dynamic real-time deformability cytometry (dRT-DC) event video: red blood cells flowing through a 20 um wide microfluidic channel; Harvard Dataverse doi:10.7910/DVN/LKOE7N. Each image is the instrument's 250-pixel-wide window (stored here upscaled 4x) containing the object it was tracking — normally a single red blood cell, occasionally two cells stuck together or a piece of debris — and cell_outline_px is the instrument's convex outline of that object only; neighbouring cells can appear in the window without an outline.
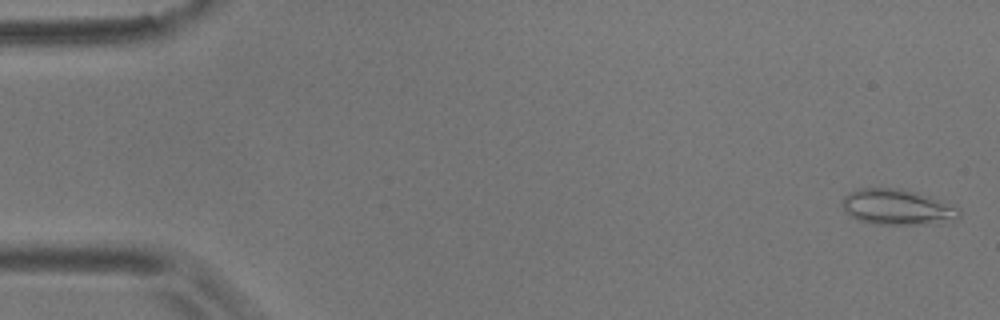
{"species": "common noctule bat (a hibernating species)", "species_latin": "Nyctalus noctula", "temperature_condition": "room temperature", "stored_images_in_passage": 58, "camera_frame_rate_fps": 3000, "um_per_image_px": 0.085, "animal": {"sex": "male", "body_mass_g": 17.9}, "frame": {"image": 1, "passage_image": 2, "time_ms": 0.333, "image_size_px": [1000, 320], "cell_outline_px": [[960, 216], [956, 220], [944, 224], [872, 224], [860, 220], [844, 212], [840, 204], [844, 196], [848, 192], [860, 188], [900, 188], [932, 196], [956, 204], [960, 208]], "centroid_in_image_um": [76.34, 17.6], "position_along_channel_um": 8.7, "area_um2": 25.09}}
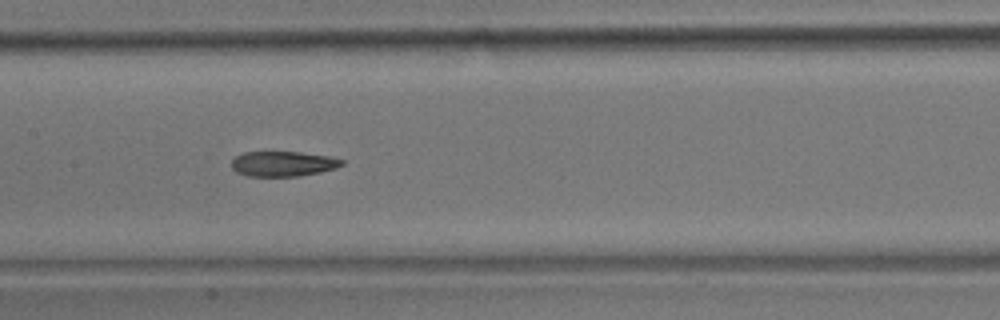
{"frame": {"image": 2, "passage_image": 28, "time_ms": 9.0, "image_size_px": [1000, 320], "cell_outline_px": [[344, 164], [336, 168], [320, 172], [296, 176], [248, 176], [236, 172], [232, 168], [232, 160], [236, 156], [244, 152], [300, 152], [328, 156], [344, 160]], "centroid_in_image_um": [24.05, 13.92], "position_along_channel_um": 183.3, "area_um2": 16.07}}
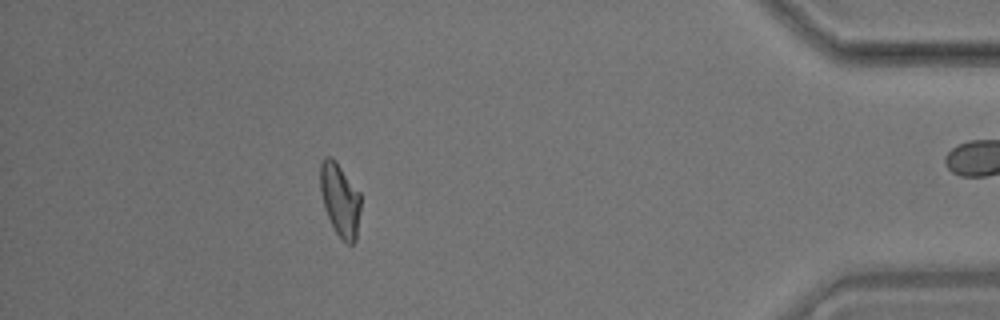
{"frame": {"image": 3, "passage_image": 51, "time_ms": 16.667, "image_size_px": [1000, 320], "cell_outline_px": [[360, 212], [356, 240], [352, 244], [348, 244], [336, 232], [324, 208], [320, 188], [320, 164], [324, 156], [332, 156], [336, 160], [360, 192]], "centroid_in_image_um": [28.9, 16.93], "position_along_channel_um": 406.3, "area_um2": 17.28}, "authors_computed_cell_mechanics": {"area_um2": 17.5712, "velocity_mm_per_s": 3.5507, "shape_relaxation_time_tau1_ms": null, "shape_relaxation_time_tau2_ms": 3.6692, "deformation_change_tau1": null, "deformation_change_tau2": 0.112}}